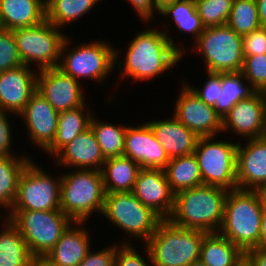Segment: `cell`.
<instances>
[{
    "mask_svg": "<svg viewBox=\"0 0 266 266\" xmlns=\"http://www.w3.org/2000/svg\"><path fill=\"white\" fill-rule=\"evenodd\" d=\"M31 160L23 170L11 211H48L60 208L61 175L46 173ZM36 165H35V164ZM55 178V179H54Z\"/></svg>",
    "mask_w": 266,
    "mask_h": 266,
    "instance_id": "7c38bea8",
    "label": "cell"
},
{
    "mask_svg": "<svg viewBox=\"0 0 266 266\" xmlns=\"http://www.w3.org/2000/svg\"><path fill=\"white\" fill-rule=\"evenodd\" d=\"M4 220L0 231V266H32L34 257L21 233L9 219Z\"/></svg>",
    "mask_w": 266,
    "mask_h": 266,
    "instance_id": "83f0119b",
    "label": "cell"
},
{
    "mask_svg": "<svg viewBox=\"0 0 266 266\" xmlns=\"http://www.w3.org/2000/svg\"><path fill=\"white\" fill-rule=\"evenodd\" d=\"M46 20V0H0V28L15 30Z\"/></svg>",
    "mask_w": 266,
    "mask_h": 266,
    "instance_id": "cb8c5ba5",
    "label": "cell"
},
{
    "mask_svg": "<svg viewBox=\"0 0 266 266\" xmlns=\"http://www.w3.org/2000/svg\"><path fill=\"white\" fill-rule=\"evenodd\" d=\"M207 80L203 84V88H194L191 84H186L190 90L197 95L203 102L208 105L215 107L218 102L220 96L222 95V86L221 79L222 73L217 72H208L207 71Z\"/></svg>",
    "mask_w": 266,
    "mask_h": 266,
    "instance_id": "ab89813d",
    "label": "cell"
},
{
    "mask_svg": "<svg viewBox=\"0 0 266 266\" xmlns=\"http://www.w3.org/2000/svg\"><path fill=\"white\" fill-rule=\"evenodd\" d=\"M169 159L194 153L198 136L176 117L147 121Z\"/></svg>",
    "mask_w": 266,
    "mask_h": 266,
    "instance_id": "603a6c76",
    "label": "cell"
},
{
    "mask_svg": "<svg viewBox=\"0 0 266 266\" xmlns=\"http://www.w3.org/2000/svg\"><path fill=\"white\" fill-rule=\"evenodd\" d=\"M264 212L255 191L235 189L227 193L222 225L218 233L244 253L259 247Z\"/></svg>",
    "mask_w": 266,
    "mask_h": 266,
    "instance_id": "3957f363",
    "label": "cell"
},
{
    "mask_svg": "<svg viewBox=\"0 0 266 266\" xmlns=\"http://www.w3.org/2000/svg\"><path fill=\"white\" fill-rule=\"evenodd\" d=\"M32 266H52L44 258H34Z\"/></svg>",
    "mask_w": 266,
    "mask_h": 266,
    "instance_id": "f907efd6",
    "label": "cell"
},
{
    "mask_svg": "<svg viewBox=\"0 0 266 266\" xmlns=\"http://www.w3.org/2000/svg\"><path fill=\"white\" fill-rule=\"evenodd\" d=\"M204 28L227 24L233 0H194Z\"/></svg>",
    "mask_w": 266,
    "mask_h": 266,
    "instance_id": "d590c367",
    "label": "cell"
},
{
    "mask_svg": "<svg viewBox=\"0 0 266 266\" xmlns=\"http://www.w3.org/2000/svg\"><path fill=\"white\" fill-rule=\"evenodd\" d=\"M176 100L173 115L198 137L222 133V117L215 108L203 102L184 83Z\"/></svg>",
    "mask_w": 266,
    "mask_h": 266,
    "instance_id": "4fadbf2b",
    "label": "cell"
},
{
    "mask_svg": "<svg viewBox=\"0 0 266 266\" xmlns=\"http://www.w3.org/2000/svg\"><path fill=\"white\" fill-rule=\"evenodd\" d=\"M260 200L261 206L266 210V183L260 185L256 190H254Z\"/></svg>",
    "mask_w": 266,
    "mask_h": 266,
    "instance_id": "c3c4849f",
    "label": "cell"
},
{
    "mask_svg": "<svg viewBox=\"0 0 266 266\" xmlns=\"http://www.w3.org/2000/svg\"><path fill=\"white\" fill-rule=\"evenodd\" d=\"M214 138V136L199 137L194 150L203 185L217 186L228 191L235 190L238 142L213 141Z\"/></svg>",
    "mask_w": 266,
    "mask_h": 266,
    "instance_id": "8fae6325",
    "label": "cell"
},
{
    "mask_svg": "<svg viewBox=\"0 0 266 266\" xmlns=\"http://www.w3.org/2000/svg\"><path fill=\"white\" fill-rule=\"evenodd\" d=\"M102 215L125 234L144 244L163 220L151 208L144 206L132 192L105 193Z\"/></svg>",
    "mask_w": 266,
    "mask_h": 266,
    "instance_id": "ba28073f",
    "label": "cell"
},
{
    "mask_svg": "<svg viewBox=\"0 0 266 266\" xmlns=\"http://www.w3.org/2000/svg\"><path fill=\"white\" fill-rule=\"evenodd\" d=\"M70 41L66 37L61 49L58 68L63 73L78 81L84 78L98 83L107 79L111 71L115 70V48L108 41H92L69 49L72 44Z\"/></svg>",
    "mask_w": 266,
    "mask_h": 266,
    "instance_id": "52a82bcc",
    "label": "cell"
},
{
    "mask_svg": "<svg viewBox=\"0 0 266 266\" xmlns=\"http://www.w3.org/2000/svg\"><path fill=\"white\" fill-rule=\"evenodd\" d=\"M56 164L65 167L101 171L105 158L93 130L88 128L64 146L54 158Z\"/></svg>",
    "mask_w": 266,
    "mask_h": 266,
    "instance_id": "44dd1931",
    "label": "cell"
},
{
    "mask_svg": "<svg viewBox=\"0 0 266 266\" xmlns=\"http://www.w3.org/2000/svg\"><path fill=\"white\" fill-rule=\"evenodd\" d=\"M189 266H207L206 264H204L200 259L191 263Z\"/></svg>",
    "mask_w": 266,
    "mask_h": 266,
    "instance_id": "db71d44e",
    "label": "cell"
},
{
    "mask_svg": "<svg viewBox=\"0 0 266 266\" xmlns=\"http://www.w3.org/2000/svg\"><path fill=\"white\" fill-rule=\"evenodd\" d=\"M144 247L145 250L143 251L146 252L148 262L141 256L140 252L136 251V247H132V244L127 241L119 244L115 247L114 266H153L149 250L145 245Z\"/></svg>",
    "mask_w": 266,
    "mask_h": 266,
    "instance_id": "f35d334b",
    "label": "cell"
},
{
    "mask_svg": "<svg viewBox=\"0 0 266 266\" xmlns=\"http://www.w3.org/2000/svg\"><path fill=\"white\" fill-rule=\"evenodd\" d=\"M241 73L256 91L266 92V54L246 56Z\"/></svg>",
    "mask_w": 266,
    "mask_h": 266,
    "instance_id": "8d00e7d4",
    "label": "cell"
},
{
    "mask_svg": "<svg viewBox=\"0 0 266 266\" xmlns=\"http://www.w3.org/2000/svg\"><path fill=\"white\" fill-rule=\"evenodd\" d=\"M258 17L262 27H266V0H256Z\"/></svg>",
    "mask_w": 266,
    "mask_h": 266,
    "instance_id": "bcb514c9",
    "label": "cell"
},
{
    "mask_svg": "<svg viewBox=\"0 0 266 266\" xmlns=\"http://www.w3.org/2000/svg\"><path fill=\"white\" fill-rule=\"evenodd\" d=\"M194 50L203 57L206 71L241 72L244 66L242 36L227 24L204 28L194 43Z\"/></svg>",
    "mask_w": 266,
    "mask_h": 266,
    "instance_id": "9c48e42d",
    "label": "cell"
},
{
    "mask_svg": "<svg viewBox=\"0 0 266 266\" xmlns=\"http://www.w3.org/2000/svg\"><path fill=\"white\" fill-rule=\"evenodd\" d=\"M164 170L175 194L203 185L199 164L194 153L170 159Z\"/></svg>",
    "mask_w": 266,
    "mask_h": 266,
    "instance_id": "f1b7e54d",
    "label": "cell"
},
{
    "mask_svg": "<svg viewBox=\"0 0 266 266\" xmlns=\"http://www.w3.org/2000/svg\"><path fill=\"white\" fill-rule=\"evenodd\" d=\"M252 266H266V248L257 247L245 253Z\"/></svg>",
    "mask_w": 266,
    "mask_h": 266,
    "instance_id": "f6af8a7d",
    "label": "cell"
},
{
    "mask_svg": "<svg viewBox=\"0 0 266 266\" xmlns=\"http://www.w3.org/2000/svg\"><path fill=\"white\" fill-rule=\"evenodd\" d=\"M242 45L244 58L266 54V27H261L250 34L243 35Z\"/></svg>",
    "mask_w": 266,
    "mask_h": 266,
    "instance_id": "60d3db41",
    "label": "cell"
},
{
    "mask_svg": "<svg viewBox=\"0 0 266 266\" xmlns=\"http://www.w3.org/2000/svg\"><path fill=\"white\" fill-rule=\"evenodd\" d=\"M227 25L241 36L261 28L256 0H233Z\"/></svg>",
    "mask_w": 266,
    "mask_h": 266,
    "instance_id": "e575fe53",
    "label": "cell"
},
{
    "mask_svg": "<svg viewBox=\"0 0 266 266\" xmlns=\"http://www.w3.org/2000/svg\"><path fill=\"white\" fill-rule=\"evenodd\" d=\"M264 111H265V119L264 122H266V92H264Z\"/></svg>",
    "mask_w": 266,
    "mask_h": 266,
    "instance_id": "11a10c76",
    "label": "cell"
},
{
    "mask_svg": "<svg viewBox=\"0 0 266 266\" xmlns=\"http://www.w3.org/2000/svg\"><path fill=\"white\" fill-rule=\"evenodd\" d=\"M123 155L141 169H165L170 161L147 122L135 127L127 125Z\"/></svg>",
    "mask_w": 266,
    "mask_h": 266,
    "instance_id": "ac0fdd59",
    "label": "cell"
},
{
    "mask_svg": "<svg viewBox=\"0 0 266 266\" xmlns=\"http://www.w3.org/2000/svg\"><path fill=\"white\" fill-rule=\"evenodd\" d=\"M140 170L127 156L107 158L101 169L105 193L132 192Z\"/></svg>",
    "mask_w": 266,
    "mask_h": 266,
    "instance_id": "d4e9b609",
    "label": "cell"
},
{
    "mask_svg": "<svg viewBox=\"0 0 266 266\" xmlns=\"http://www.w3.org/2000/svg\"><path fill=\"white\" fill-rule=\"evenodd\" d=\"M21 156V157H20ZM0 157V207L10 213L18 188L19 178L31 161L22 155Z\"/></svg>",
    "mask_w": 266,
    "mask_h": 266,
    "instance_id": "f546056e",
    "label": "cell"
},
{
    "mask_svg": "<svg viewBox=\"0 0 266 266\" xmlns=\"http://www.w3.org/2000/svg\"><path fill=\"white\" fill-rule=\"evenodd\" d=\"M85 222H73L43 257L52 266H78L89 252L91 238Z\"/></svg>",
    "mask_w": 266,
    "mask_h": 266,
    "instance_id": "7402d4cb",
    "label": "cell"
},
{
    "mask_svg": "<svg viewBox=\"0 0 266 266\" xmlns=\"http://www.w3.org/2000/svg\"><path fill=\"white\" fill-rule=\"evenodd\" d=\"M130 3L137 14L141 18L142 22H150L152 20V16L154 17V12H159V10L155 7L153 0H127ZM151 19V20H150Z\"/></svg>",
    "mask_w": 266,
    "mask_h": 266,
    "instance_id": "ee69618b",
    "label": "cell"
},
{
    "mask_svg": "<svg viewBox=\"0 0 266 266\" xmlns=\"http://www.w3.org/2000/svg\"><path fill=\"white\" fill-rule=\"evenodd\" d=\"M111 245L96 252L90 249L78 266H114L115 247L117 245L115 243Z\"/></svg>",
    "mask_w": 266,
    "mask_h": 266,
    "instance_id": "b9f144b4",
    "label": "cell"
},
{
    "mask_svg": "<svg viewBox=\"0 0 266 266\" xmlns=\"http://www.w3.org/2000/svg\"><path fill=\"white\" fill-rule=\"evenodd\" d=\"M87 104L75 109L59 112L58 126L55 140L45 151L53 157L68 143L90 128V122L93 117L92 111L85 109ZM88 110V111H86Z\"/></svg>",
    "mask_w": 266,
    "mask_h": 266,
    "instance_id": "484cf974",
    "label": "cell"
},
{
    "mask_svg": "<svg viewBox=\"0 0 266 266\" xmlns=\"http://www.w3.org/2000/svg\"><path fill=\"white\" fill-rule=\"evenodd\" d=\"M13 34L24 65L32 67L35 63L38 71L58 67L67 36L47 19L36 26L15 29Z\"/></svg>",
    "mask_w": 266,
    "mask_h": 266,
    "instance_id": "30bf717a",
    "label": "cell"
},
{
    "mask_svg": "<svg viewBox=\"0 0 266 266\" xmlns=\"http://www.w3.org/2000/svg\"><path fill=\"white\" fill-rule=\"evenodd\" d=\"M80 81L63 73L58 67L37 73V92L57 111H67L85 104Z\"/></svg>",
    "mask_w": 266,
    "mask_h": 266,
    "instance_id": "5bb4252c",
    "label": "cell"
},
{
    "mask_svg": "<svg viewBox=\"0 0 266 266\" xmlns=\"http://www.w3.org/2000/svg\"><path fill=\"white\" fill-rule=\"evenodd\" d=\"M245 80L241 72L222 73V95L214 107L222 118L237 102L249 98L256 92L247 81L244 82Z\"/></svg>",
    "mask_w": 266,
    "mask_h": 266,
    "instance_id": "d6a6232c",
    "label": "cell"
},
{
    "mask_svg": "<svg viewBox=\"0 0 266 266\" xmlns=\"http://www.w3.org/2000/svg\"><path fill=\"white\" fill-rule=\"evenodd\" d=\"M238 141L236 151L237 189L256 190L266 183V143L260 138Z\"/></svg>",
    "mask_w": 266,
    "mask_h": 266,
    "instance_id": "ffe728a7",
    "label": "cell"
},
{
    "mask_svg": "<svg viewBox=\"0 0 266 266\" xmlns=\"http://www.w3.org/2000/svg\"><path fill=\"white\" fill-rule=\"evenodd\" d=\"M5 216L19 230L34 258H43L74 222L61 209L10 211Z\"/></svg>",
    "mask_w": 266,
    "mask_h": 266,
    "instance_id": "8992f818",
    "label": "cell"
},
{
    "mask_svg": "<svg viewBox=\"0 0 266 266\" xmlns=\"http://www.w3.org/2000/svg\"><path fill=\"white\" fill-rule=\"evenodd\" d=\"M205 231L188 229L162 220L145 243L153 266H189L200 259Z\"/></svg>",
    "mask_w": 266,
    "mask_h": 266,
    "instance_id": "277c9868",
    "label": "cell"
},
{
    "mask_svg": "<svg viewBox=\"0 0 266 266\" xmlns=\"http://www.w3.org/2000/svg\"><path fill=\"white\" fill-rule=\"evenodd\" d=\"M163 27L160 31L153 27L138 32L128 44L125 62H119L120 50L115 49V68H123L120 74L123 76L122 80L131 77L135 82L148 81L163 72H168L181 61L187 50L184 46L180 47L168 34L167 25L165 27L163 24Z\"/></svg>",
    "mask_w": 266,
    "mask_h": 266,
    "instance_id": "6da1fadb",
    "label": "cell"
},
{
    "mask_svg": "<svg viewBox=\"0 0 266 266\" xmlns=\"http://www.w3.org/2000/svg\"><path fill=\"white\" fill-rule=\"evenodd\" d=\"M104 201L101 171L75 169L61 174L60 208L74 222L88 221L93 212L102 215Z\"/></svg>",
    "mask_w": 266,
    "mask_h": 266,
    "instance_id": "5b68a950",
    "label": "cell"
},
{
    "mask_svg": "<svg viewBox=\"0 0 266 266\" xmlns=\"http://www.w3.org/2000/svg\"><path fill=\"white\" fill-rule=\"evenodd\" d=\"M174 1L178 0H153V3L158 10H161L165 5L173 3Z\"/></svg>",
    "mask_w": 266,
    "mask_h": 266,
    "instance_id": "681fc988",
    "label": "cell"
},
{
    "mask_svg": "<svg viewBox=\"0 0 266 266\" xmlns=\"http://www.w3.org/2000/svg\"><path fill=\"white\" fill-rule=\"evenodd\" d=\"M8 113V114H7ZM9 113L0 110V157L14 155L12 152V126L9 123Z\"/></svg>",
    "mask_w": 266,
    "mask_h": 266,
    "instance_id": "7bdbcfd3",
    "label": "cell"
},
{
    "mask_svg": "<svg viewBox=\"0 0 266 266\" xmlns=\"http://www.w3.org/2000/svg\"><path fill=\"white\" fill-rule=\"evenodd\" d=\"M245 253L229 239L217 233H207L201 243L200 260L207 266H235Z\"/></svg>",
    "mask_w": 266,
    "mask_h": 266,
    "instance_id": "4316f807",
    "label": "cell"
},
{
    "mask_svg": "<svg viewBox=\"0 0 266 266\" xmlns=\"http://www.w3.org/2000/svg\"><path fill=\"white\" fill-rule=\"evenodd\" d=\"M101 121L94 116L90 127L93 130L101 152L105 159L122 156L124 154L126 125H117Z\"/></svg>",
    "mask_w": 266,
    "mask_h": 266,
    "instance_id": "836d02e7",
    "label": "cell"
},
{
    "mask_svg": "<svg viewBox=\"0 0 266 266\" xmlns=\"http://www.w3.org/2000/svg\"><path fill=\"white\" fill-rule=\"evenodd\" d=\"M160 16L164 18L169 16L176 23V27L180 34L184 31L189 32L194 37V41L198 39L204 30V26L196 10L194 0H178L165 5L159 10Z\"/></svg>",
    "mask_w": 266,
    "mask_h": 266,
    "instance_id": "1f68e13d",
    "label": "cell"
},
{
    "mask_svg": "<svg viewBox=\"0 0 266 266\" xmlns=\"http://www.w3.org/2000/svg\"><path fill=\"white\" fill-rule=\"evenodd\" d=\"M37 73L24 64L0 72V110L17 116L37 91Z\"/></svg>",
    "mask_w": 266,
    "mask_h": 266,
    "instance_id": "2e32d148",
    "label": "cell"
},
{
    "mask_svg": "<svg viewBox=\"0 0 266 266\" xmlns=\"http://www.w3.org/2000/svg\"><path fill=\"white\" fill-rule=\"evenodd\" d=\"M235 266H252L251 262L245 256L242 260H240Z\"/></svg>",
    "mask_w": 266,
    "mask_h": 266,
    "instance_id": "816d5d0a",
    "label": "cell"
},
{
    "mask_svg": "<svg viewBox=\"0 0 266 266\" xmlns=\"http://www.w3.org/2000/svg\"><path fill=\"white\" fill-rule=\"evenodd\" d=\"M18 116L23 117L33 145L46 151L55 140L59 112L36 91Z\"/></svg>",
    "mask_w": 266,
    "mask_h": 266,
    "instance_id": "e0dca14e",
    "label": "cell"
},
{
    "mask_svg": "<svg viewBox=\"0 0 266 266\" xmlns=\"http://www.w3.org/2000/svg\"><path fill=\"white\" fill-rule=\"evenodd\" d=\"M264 143H266V122L263 123L261 135L259 137Z\"/></svg>",
    "mask_w": 266,
    "mask_h": 266,
    "instance_id": "f5cc1de1",
    "label": "cell"
},
{
    "mask_svg": "<svg viewBox=\"0 0 266 266\" xmlns=\"http://www.w3.org/2000/svg\"><path fill=\"white\" fill-rule=\"evenodd\" d=\"M264 113V92L256 91L237 102L222 118V132L231 130L247 140L257 139L261 135Z\"/></svg>",
    "mask_w": 266,
    "mask_h": 266,
    "instance_id": "d6986e66",
    "label": "cell"
},
{
    "mask_svg": "<svg viewBox=\"0 0 266 266\" xmlns=\"http://www.w3.org/2000/svg\"><path fill=\"white\" fill-rule=\"evenodd\" d=\"M259 247L266 248V210H264L261 218Z\"/></svg>",
    "mask_w": 266,
    "mask_h": 266,
    "instance_id": "7dc6e473",
    "label": "cell"
},
{
    "mask_svg": "<svg viewBox=\"0 0 266 266\" xmlns=\"http://www.w3.org/2000/svg\"><path fill=\"white\" fill-rule=\"evenodd\" d=\"M132 193L163 220L170 217L175 193L168 183L164 169H141L137 174Z\"/></svg>",
    "mask_w": 266,
    "mask_h": 266,
    "instance_id": "9a60e30c",
    "label": "cell"
},
{
    "mask_svg": "<svg viewBox=\"0 0 266 266\" xmlns=\"http://www.w3.org/2000/svg\"><path fill=\"white\" fill-rule=\"evenodd\" d=\"M23 65L13 30L0 28V72Z\"/></svg>",
    "mask_w": 266,
    "mask_h": 266,
    "instance_id": "74e56055",
    "label": "cell"
},
{
    "mask_svg": "<svg viewBox=\"0 0 266 266\" xmlns=\"http://www.w3.org/2000/svg\"><path fill=\"white\" fill-rule=\"evenodd\" d=\"M98 1L100 0H46V19L62 29L91 11Z\"/></svg>",
    "mask_w": 266,
    "mask_h": 266,
    "instance_id": "4dcf8cb0",
    "label": "cell"
},
{
    "mask_svg": "<svg viewBox=\"0 0 266 266\" xmlns=\"http://www.w3.org/2000/svg\"><path fill=\"white\" fill-rule=\"evenodd\" d=\"M228 190L201 185L175 194L168 220L182 228L217 233L222 225Z\"/></svg>",
    "mask_w": 266,
    "mask_h": 266,
    "instance_id": "7a4b0ae2",
    "label": "cell"
}]
</instances>
